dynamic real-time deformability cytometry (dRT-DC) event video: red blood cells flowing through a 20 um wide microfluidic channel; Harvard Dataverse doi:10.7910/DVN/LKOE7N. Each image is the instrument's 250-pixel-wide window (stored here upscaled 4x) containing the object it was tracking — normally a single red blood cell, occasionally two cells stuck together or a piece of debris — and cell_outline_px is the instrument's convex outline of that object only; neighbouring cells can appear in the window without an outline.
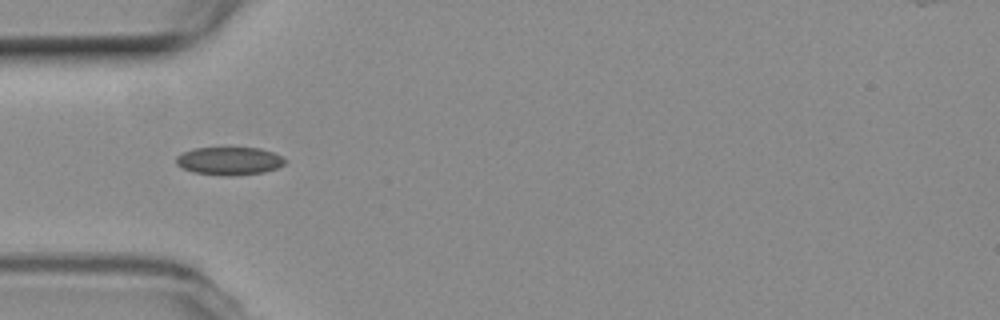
{"species": "common noctule bat (a hibernating species)", "species_latin": "Nyctalus noctula", "temperature_condition": "room temperature", "stored_images_in_passage": 38, "camera_frame_rate_fps": 3000, "um_per_image_px": 0.085, "animal": {"sex": "female", "body_mass_g": 19.3, "forearm_length_mm": 54.1}, "frame": {"image": 1, "passage_image": 1, "time_ms": 0.0, "image_size_px": [1000, 320], "cell_outline_px": [[288, 160], [284, 164], [276, 168], [264, 172], [232, 176], [224, 176], [192, 172], [176, 164], [176, 156], [192, 148], [260, 148], [272, 152]], "centroid_in_image_um": [19.49, 13.68], "position_along_channel_um": 65.5, "area_um2": 17.74}}
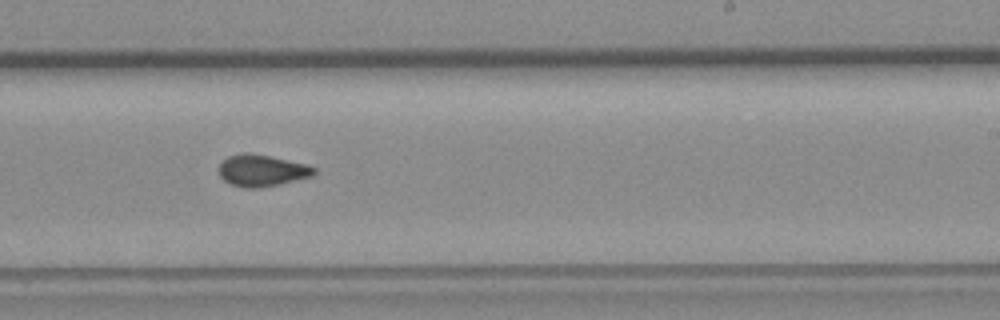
{"frame": {"image": 2, "passage_image": 17, "time_ms": 5.333, "image_size_px": [1000, 320], "cell_outline_px": [[316, 172], [312, 176], [280, 184], [256, 188], [244, 188], [232, 184], [224, 180], [220, 176], [216, 168], [228, 156], [244, 152], [268, 156], [304, 164], [316, 168]], "centroid_in_image_um": [22.21, 14.5], "position_along_channel_um": 266.8, "area_um2": 17.4}}
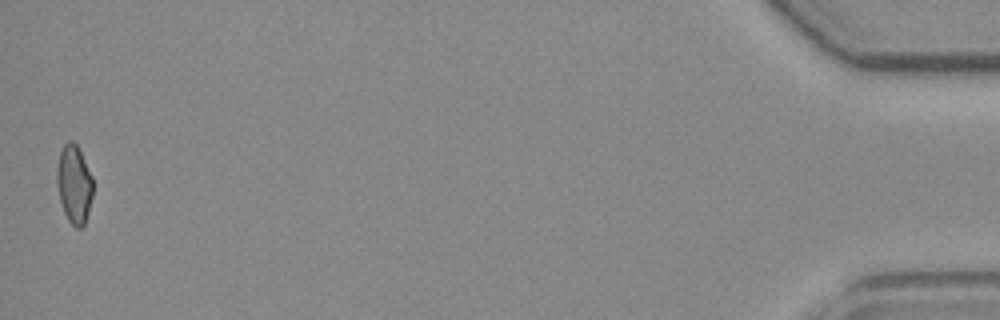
{"frame": {"image": 3, "passage_image": 38, "time_ms": 12.333, "image_size_px": [1000, 320], "cell_outline_px": [[92, 196], [88, 212], [84, 224], [80, 228], [76, 228], [68, 220], [64, 212], [60, 200], [56, 180], [56, 168], [60, 152], [64, 144], [68, 140], [72, 140], [76, 144], [92, 176]], "centroid_in_image_um": [6.28, 15.65], "position_along_channel_um": 428.9, "area_um2": 16.3}, "authors_computed_cell_mechanics": {"area_um2": 17.2822, "velocity_mm_per_s": 3.7677, "shape_relaxation_time_tau1_ms": null, "shape_relaxation_time_tau2_ms": 2.1033, "deformation_change_tau1": null, "deformation_change_tau2": 0.0507}}